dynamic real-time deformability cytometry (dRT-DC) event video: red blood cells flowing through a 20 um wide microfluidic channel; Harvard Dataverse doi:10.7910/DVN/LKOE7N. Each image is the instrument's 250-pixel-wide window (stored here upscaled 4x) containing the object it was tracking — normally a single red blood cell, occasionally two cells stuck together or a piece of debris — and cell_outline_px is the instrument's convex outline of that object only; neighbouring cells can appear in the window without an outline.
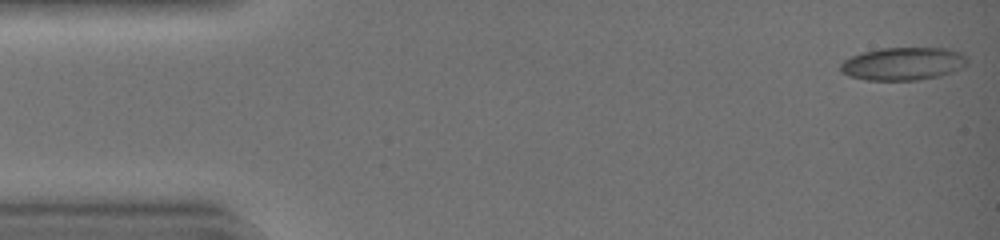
{"species": "common noctule bat (a hibernating species)", "species_latin": "Nyctalus noctula", "temperature_condition": "warm", "stored_images_in_passage": 6, "camera_frame_rate_fps": 3000, "um_per_image_px": 0.085, "animal": {"sex": "female", "body_mass_g": 19.0, "forearm_length_mm": 51.5}, "frame": {"image": 1, "passage_image": 1, "time_ms": 0.0, "image_size_px": [1000, 240], "cell_outline_px": [[968, 64], [964, 68], [940, 76], [916, 80], [864, 80], [848, 76], [840, 72], [840, 64], [844, 60], [860, 52], [880, 48], [948, 48], [964, 52], [968, 56]], "centroid_in_image_um": [76.81, 5.41], "position_along_channel_um": 8.2, "area_um2": 24.85}}